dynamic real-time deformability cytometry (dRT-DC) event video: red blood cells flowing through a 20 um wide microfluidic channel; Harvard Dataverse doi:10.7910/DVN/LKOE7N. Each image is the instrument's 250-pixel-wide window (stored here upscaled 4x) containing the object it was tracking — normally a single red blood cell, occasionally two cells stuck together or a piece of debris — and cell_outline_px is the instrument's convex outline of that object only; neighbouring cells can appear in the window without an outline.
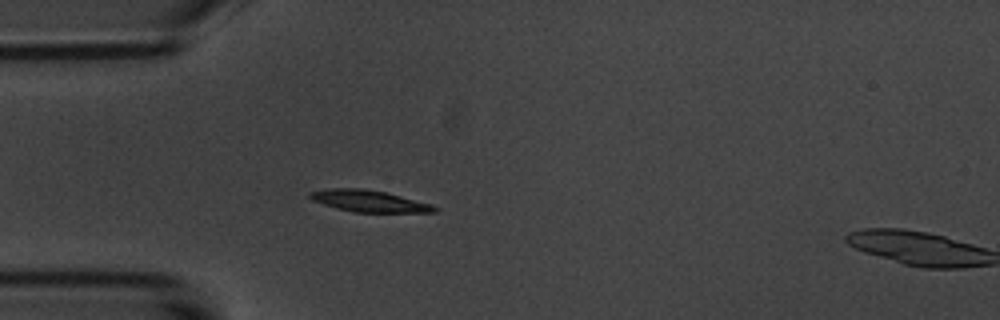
{"species": "common noctule bat (a hibernating species)", "species_latin": "Nyctalus noctula", "temperature_condition": "room temperature", "stored_images_in_passage": 4, "camera_frame_rate_fps": 3000, "um_per_image_px": 0.085, "animal": {"sex": "male", "body_mass_g": 20.1, "forearm_length_mm": 53.5}, "frame": {"image": 1, "passage_image": 3, "time_ms": 3.333, "image_size_px": [1000, 320], "cell_outline_px": [[440, 208], [436, 212], [352, 212], [336, 208], [312, 200], [308, 196], [308, 192], [328, 188], [360, 188], [388, 192], [432, 204]], "centroid_in_image_um": [31.38, 17.08], "position_along_channel_um": 53.6, "area_um2": 15.9}}